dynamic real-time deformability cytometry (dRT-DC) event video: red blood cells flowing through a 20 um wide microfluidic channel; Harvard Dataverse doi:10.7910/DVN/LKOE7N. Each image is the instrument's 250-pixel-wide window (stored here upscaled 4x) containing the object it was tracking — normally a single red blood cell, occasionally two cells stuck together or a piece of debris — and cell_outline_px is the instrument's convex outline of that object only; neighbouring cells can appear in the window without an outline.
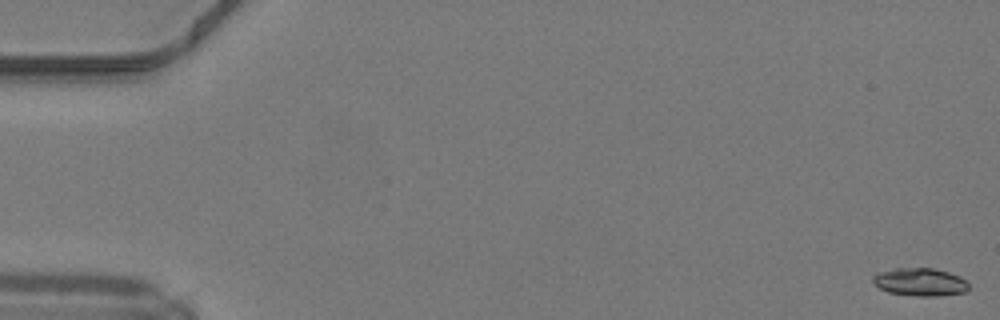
{"species": "common noctule bat (a hibernating species)", "species_latin": "Nyctalus noctula", "temperature_condition": "warm", "stored_images_in_passage": 41, "camera_frame_rate_fps": 3000, "um_per_image_px": 0.085, "animal": {"sex": "male", "body_mass_g": 19.2, "forearm_length_mm": 51.8}, "frame": {"image": 1, "passage_image": 1, "time_ms": 0.0, "image_size_px": [1000, 320], "cell_outline_px": [[968, 288], [964, 292], [936, 296], [916, 296], [888, 292], [880, 288], [872, 280], [872, 276], [880, 272], [896, 268], [936, 268], [960, 276], [968, 284]], "centroid_in_image_um": [78.21, 23.96], "position_along_channel_um": 6.8, "area_um2": 15.43}}
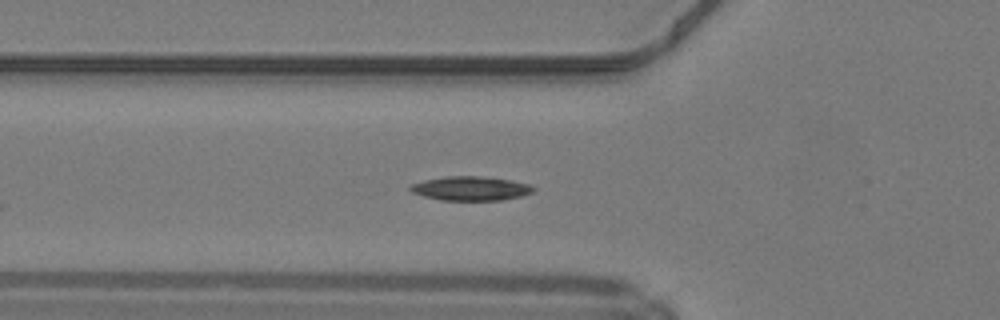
{"frame": {"image": 2, "passage_image": 18, "time_ms": 5.667, "image_size_px": [1000, 320], "cell_outline_px": [[536, 188], [532, 192], [520, 196], [500, 200], [440, 200], [424, 196], [412, 192], [408, 188], [412, 184], [424, 180], [444, 176], [480, 176], [508, 180], [528, 184]], "centroid_in_image_um": [39.97, 16.01], "position_along_channel_um": 85.8, "area_um2": 17.11}}
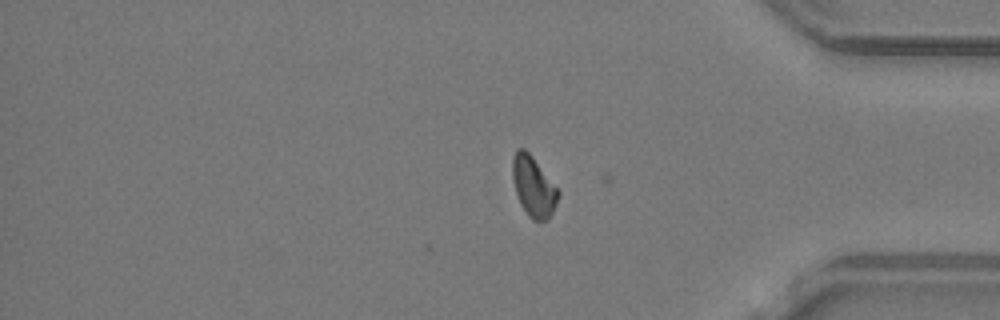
{"frame": {"image": 3, "passage_image": 41, "time_ms": 13.333, "image_size_px": [1000, 320], "cell_outline_px": [[560, 192], [556, 204], [548, 220], [532, 220], [528, 216], [520, 204], [512, 180], [512, 156], [516, 148], [524, 148], [532, 156]], "centroid_in_image_um": [45.31, 15.84], "position_along_channel_um": 389.9, "area_um2": 16.01}, "authors_computed_cell_mechanics": {"area_um2": 16.2418, "velocity_mm_per_s": 4.2293, "shape_relaxation_time_tau1_ms": 7.941, "shape_relaxation_time_tau2_ms": 10.893, "deformation_change_tau1": 0.1766, "deformation_change_tau2": 0.1383}}